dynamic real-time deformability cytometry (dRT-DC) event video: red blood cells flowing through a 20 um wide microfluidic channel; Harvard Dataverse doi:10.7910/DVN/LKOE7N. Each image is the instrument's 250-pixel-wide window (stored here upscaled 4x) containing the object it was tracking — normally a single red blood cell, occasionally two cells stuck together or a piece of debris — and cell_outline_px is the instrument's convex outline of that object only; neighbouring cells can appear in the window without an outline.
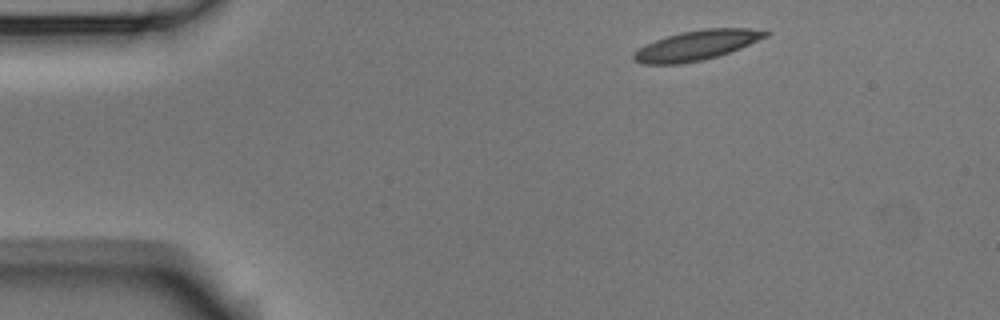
{"species": "Egyptian fruit bat (a non-hibernating species)", "species_latin": "Rousettus aegyptiacus", "temperature_condition": "room temperature", "stored_images_in_passage": 2, "camera_frame_rate_fps": 3000, "um_per_image_px": 0.085, "animal": {"sex": "male"}, "frame": {"image": 1, "passage_image": 1, "time_ms": 0.0, "image_size_px": [1000, 320], "cell_outline_px": [[772, 32], [768, 36], [740, 48], [716, 56], [700, 60], [680, 64], [640, 64], [632, 60], [632, 52], [644, 44], [680, 32], [704, 28], [748, 28]], "centroid_in_image_um": [59.15, 3.85], "position_along_channel_um": 25.8, "area_um2": 22.89}}